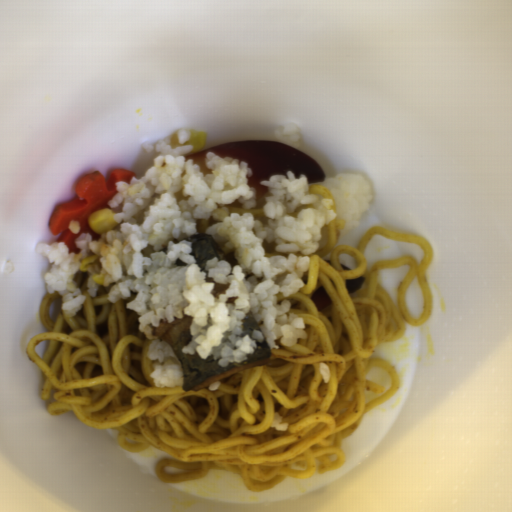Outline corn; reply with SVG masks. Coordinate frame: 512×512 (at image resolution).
I'll return each instance as SVG.
<instances>
[{
    "label": "corn",
    "instance_id": "corn-1",
    "mask_svg": "<svg viewBox=\"0 0 512 512\" xmlns=\"http://www.w3.org/2000/svg\"><path fill=\"white\" fill-rule=\"evenodd\" d=\"M116 215L112 208H102L88 216V225L97 234L112 231L117 226Z\"/></svg>",
    "mask_w": 512,
    "mask_h": 512
},
{
    "label": "corn",
    "instance_id": "corn-2",
    "mask_svg": "<svg viewBox=\"0 0 512 512\" xmlns=\"http://www.w3.org/2000/svg\"><path fill=\"white\" fill-rule=\"evenodd\" d=\"M205 138H206V132L193 129V130L189 131V138L185 143H186V145L192 146L191 151L197 152L202 147H204Z\"/></svg>",
    "mask_w": 512,
    "mask_h": 512
},
{
    "label": "corn",
    "instance_id": "corn-3",
    "mask_svg": "<svg viewBox=\"0 0 512 512\" xmlns=\"http://www.w3.org/2000/svg\"><path fill=\"white\" fill-rule=\"evenodd\" d=\"M98 256H90L86 259L83 260V262L80 264L79 266V270L82 272V271H87V270H91L92 267L94 266V263L95 261L97 260Z\"/></svg>",
    "mask_w": 512,
    "mask_h": 512
},
{
    "label": "corn",
    "instance_id": "corn-4",
    "mask_svg": "<svg viewBox=\"0 0 512 512\" xmlns=\"http://www.w3.org/2000/svg\"><path fill=\"white\" fill-rule=\"evenodd\" d=\"M106 274H107V272L104 270L101 274L94 276L92 278V282L96 283L99 286H103Z\"/></svg>",
    "mask_w": 512,
    "mask_h": 512
}]
</instances>
